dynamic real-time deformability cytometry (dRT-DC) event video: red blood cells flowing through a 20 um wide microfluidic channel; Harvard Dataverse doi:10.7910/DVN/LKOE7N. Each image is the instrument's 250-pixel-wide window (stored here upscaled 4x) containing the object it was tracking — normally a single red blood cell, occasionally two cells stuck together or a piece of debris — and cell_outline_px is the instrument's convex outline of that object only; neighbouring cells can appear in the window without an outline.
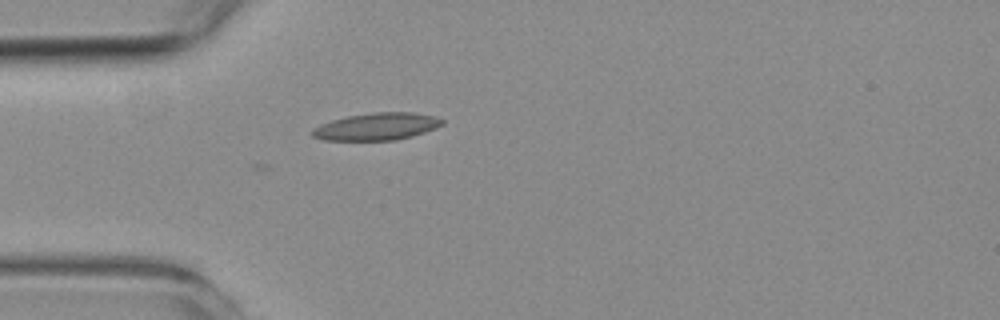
{"species": "common noctule bat (a hibernating species)", "species_latin": "Nyctalus noctula", "temperature_condition": "room temperature", "stored_images_in_passage": 2, "camera_frame_rate_fps": 3000, "um_per_image_px": 0.085, "animal": {"sex": "female", "body_mass_g": 19.3, "forearm_length_mm": 54.1}, "frame": {"image": 1, "passage_image": 2, "time_ms": 0.333, "image_size_px": [1000, 320], "cell_outline_px": [[444, 124], [436, 128], [412, 136], [396, 140], [324, 140], [312, 136], [312, 128], [332, 120], [348, 116], [372, 112], [416, 112], [436, 116], [444, 120]], "centroid_in_image_um": [32.07, 10.75], "position_along_channel_um": 52.9, "area_um2": 20.69}}